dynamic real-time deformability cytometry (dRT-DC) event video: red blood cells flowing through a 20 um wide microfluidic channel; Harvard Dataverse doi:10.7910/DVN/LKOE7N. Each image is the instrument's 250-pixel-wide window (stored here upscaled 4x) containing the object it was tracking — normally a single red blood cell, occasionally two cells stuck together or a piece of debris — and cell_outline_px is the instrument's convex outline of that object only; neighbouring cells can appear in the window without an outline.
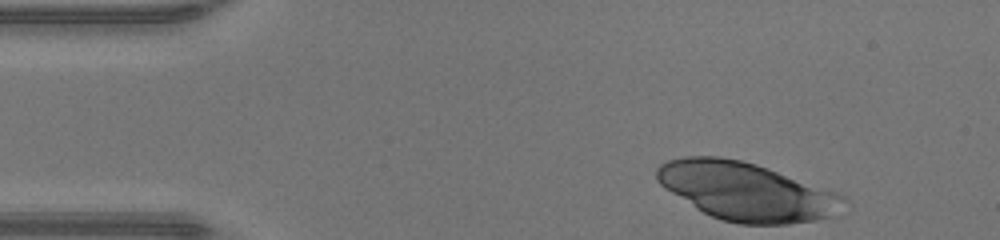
{"species": "human", "species_latin": "Homo sapiens", "temperature_condition": "warm", "stored_images_in_passage": 15, "camera_frame_rate_fps": 3000, "um_per_image_px": 0.085, "donor": {"sex": "male"}, "frame": {"image": 1, "passage_image": 1, "time_ms": 0.0, "image_size_px": [1000, 240], "cell_outline_px": [[848, 200], [832, 216], [816, 220], [788, 224], [740, 224], [724, 220], [712, 216], [696, 208], [664, 188], [656, 180], [656, 168], [660, 164], [668, 160], [684, 156], [720, 156], [740, 160], [756, 164], [836, 192], [844, 196]], "centroid_in_image_um": [63.41, 16.26], "position_along_channel_um": 21.6, "area_um2": 62.94}}